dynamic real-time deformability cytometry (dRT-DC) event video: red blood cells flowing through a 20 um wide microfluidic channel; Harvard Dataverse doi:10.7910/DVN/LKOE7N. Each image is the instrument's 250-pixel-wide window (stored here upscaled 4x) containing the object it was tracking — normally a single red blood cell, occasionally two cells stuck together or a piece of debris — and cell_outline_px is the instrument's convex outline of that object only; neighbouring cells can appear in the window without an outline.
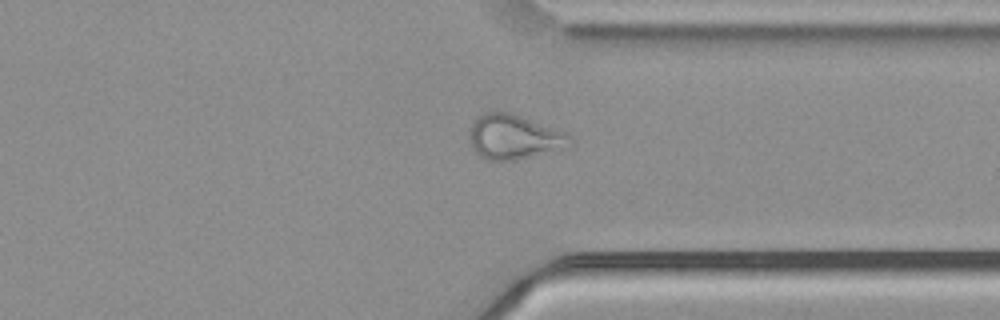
{"species": "common noctule bat (a hibernating species)", "species_latin": "Nyctalus noctula", "temperature_condition": "cold", "stored_images_in_passage": 44, "camera_frame_rate_fps": 3000, "um_per_image_px": 0.085, "animal": {"sex": "male", "body_mass_g": 21.5, "forearm_length_mm": 52.0}, "frame": {"image": 1, "passage_image": 38, "time_ms": 12.333, "image_size_px": [1000, 320], "cell_outline_px": [[572, 148], [516, 160], [488, 160], [480, 156], [472, 148], [472, 124], [480, 116], [488, 112], [512, 112], [564, 132], [572, 140]], "centroid_in_image_um": [43.78, 11.67], "position_along_channel_um": 367.6, "area_um2": 25.95}}